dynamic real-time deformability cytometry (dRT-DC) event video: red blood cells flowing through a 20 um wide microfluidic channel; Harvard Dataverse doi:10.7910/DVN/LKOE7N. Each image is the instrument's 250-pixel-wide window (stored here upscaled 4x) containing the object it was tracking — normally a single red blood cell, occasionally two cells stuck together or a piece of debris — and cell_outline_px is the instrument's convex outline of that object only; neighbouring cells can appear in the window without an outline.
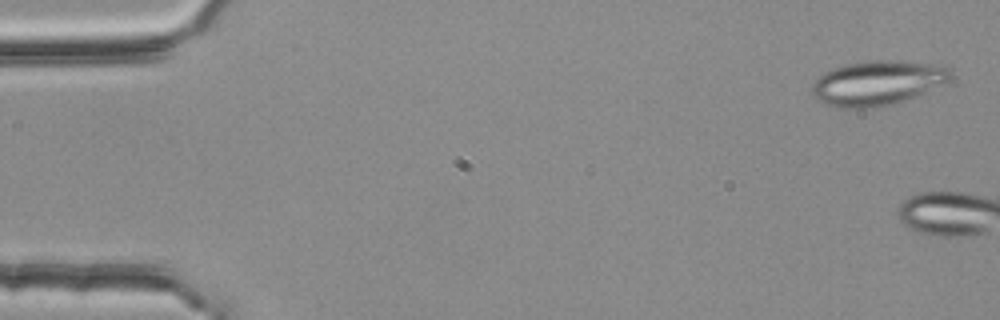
{"species": "common noctule bat (a hibernating species)", "species_latin": "Nyctalus noctula", "temperature_condition": "room temperature", "stored_images_in_passage": 4, "camera_frame_rate_fps": 3000, "um_per_image_px": 0.085, "animal": {"sex": "female", "body_mass_g": 25.1}, "frame": {"image": 1, "passage_image": 2, "time_ms": 0.333, "image_size_px": [1000, 320], "cell_outline_px": [[952, 76], [948, 80], [924, 92], [904, 100], [892, 104], [864, 108], [840, 108], [828, 104], [812, 96], [812, 84], [816, 76], [832, 68], [848, 64], [872, 60], [900, 60], [928, 64], [952, 68]], "centroid_in_image_um": [74.53, 7.04], "position_along_channel_um": 10.5, "area_um2": 35.66}}